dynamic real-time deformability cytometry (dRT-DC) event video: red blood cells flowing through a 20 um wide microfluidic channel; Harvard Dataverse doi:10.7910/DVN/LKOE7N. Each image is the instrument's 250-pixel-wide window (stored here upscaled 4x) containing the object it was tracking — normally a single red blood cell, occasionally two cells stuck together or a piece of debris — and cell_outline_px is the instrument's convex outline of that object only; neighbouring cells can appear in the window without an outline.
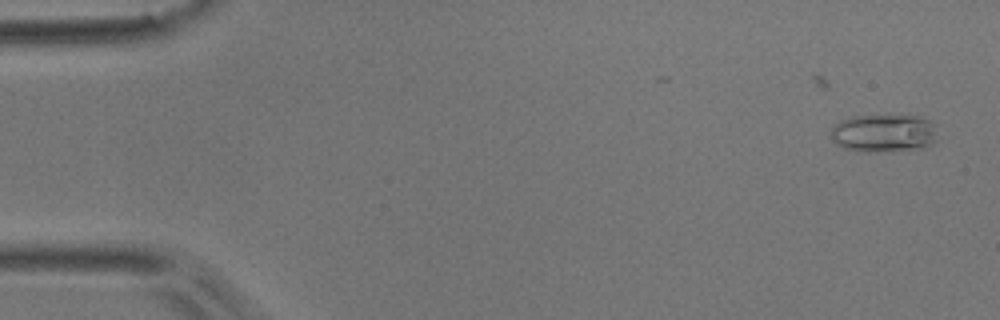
{"species": "common noctule bat (a hibernating species)", "species_latin": "Nyctalus noctula", "temperature_condition": "room temperature", "stored_images_in_passage": 5, "camera_frame_rate_fps": 3000, "um_per_image_px": 0.085, "animal": {"sex": "male", "body_mass_g": 17.9}, "frame": {"image": 1, "passage_image": 1, "time_ms": 0.0, "image_size_px": [1000, 320], "cell_outline_px": [[936, 140], [920, 148], [876, 152], [864, 152], [844, 148], [832, 140], [832, 128], [840, 120], [852, 116], [916, 116], [928, 120], [936, 124]], "centroid_in_image_um": [75.11, 11.32], "position_along_channel_um": 9.9, "area_um2": 23.35}}
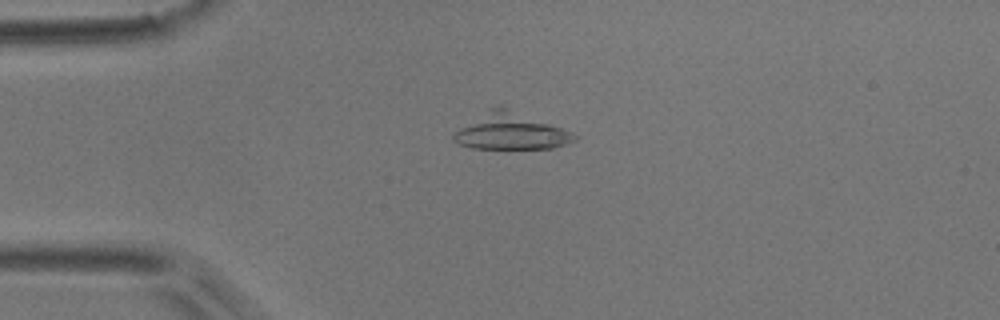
{"frame": {"image": 2, "passage_image": 4, "time_ms": 3.667, "image_size_px": [1000, 320], "cell_outline_px": [[580, 136], [576, 140], [568, 144], [552, 148], [472, 148], [456, 144], [452, 140], [452, 132], [492, 108], [504, 108], [572, 132]], "centroid_in_image_um": [43.39, 11.23], "position_along_channel_um": 41.6, "area_um2": 24.85}}